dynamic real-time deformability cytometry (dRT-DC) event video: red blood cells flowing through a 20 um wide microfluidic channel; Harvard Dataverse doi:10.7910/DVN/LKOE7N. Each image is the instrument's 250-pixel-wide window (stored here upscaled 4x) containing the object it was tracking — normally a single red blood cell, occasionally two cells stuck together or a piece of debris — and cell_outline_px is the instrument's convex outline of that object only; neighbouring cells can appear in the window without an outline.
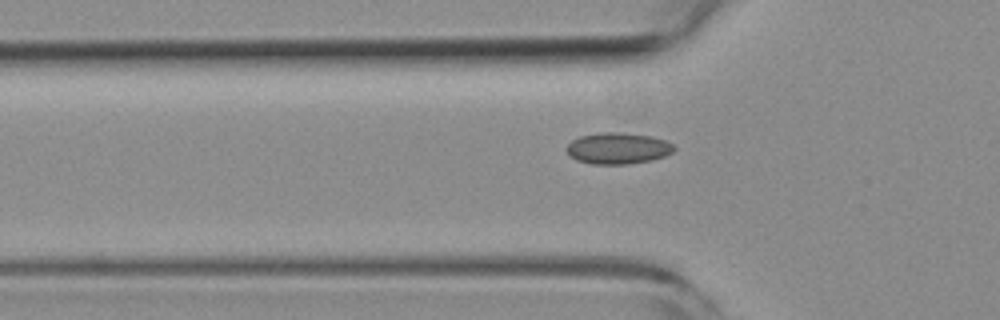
{"species": "common noctule bat (a hibernating species)", "species_latin": "Nyctalus noctula", "temperature_condition": "room temperature", "stored_images_in_passage": 38, "camera_frame_rate_fps": 3000, "um_per_image_px": 0.085, "animal": {"sex": "female", "body_mass_g": 19.3, "forearm_length_mm": 54.1}, "frame": {"image": 1, "passage_image": 10, "time_ms": 3.0, "image_size_px": [1000, 320], "cell_outline_px": [[676, 148], [672, 152], [664, 156], [652, 160], [628, 164], [592, 164], [576, 160], [568, 156], [564, 148], [572, 140], [580, 136], [600, 132], [620, 132], [652, 136], [664, 140], [672, 144]], "centroid_in_image_um": [52.48, 12.61], "position_along_channel_um": 73.3, "area_um2": 19.83}}
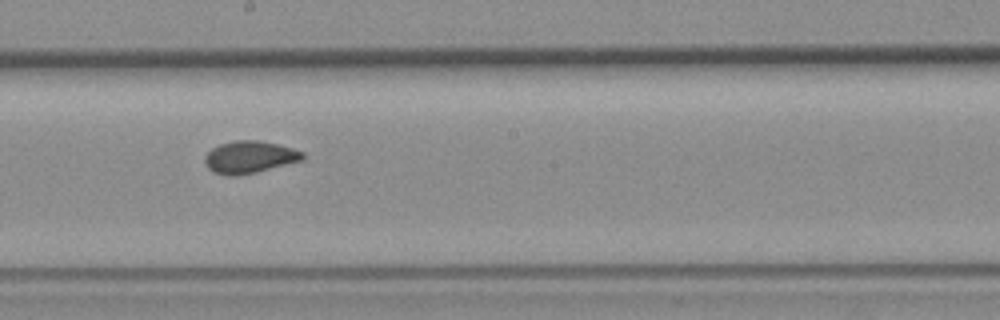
{"frame": {"image": 2, "passage_image": 22, "time_ms": 7.0, "image_size_px": [1000, 320], "cell_outline_px": [[304, 160], [256, 172], [236, 176], [228, 176], [212, 172], [204, 164], [204, 156], [212, 148], [220, 144], [236, 140], [260, 140], [292, 148], [304, 152]], "centroid_in_image_um": [21.19, 13.36], "position_along_channel_um": 227.0, "area_um2": 18.5}}
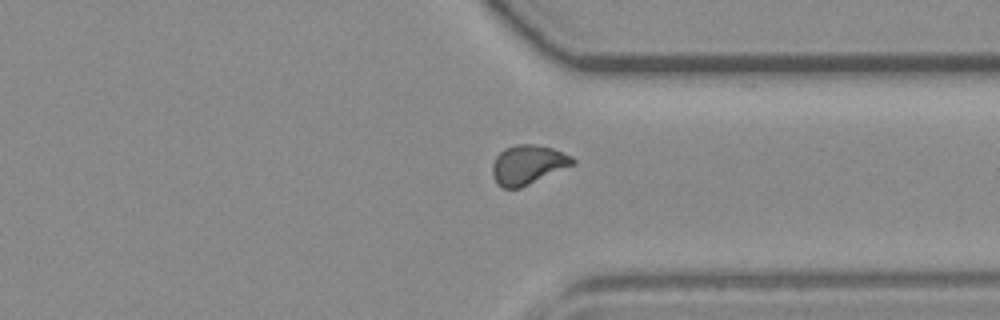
{"frame": {"image": 3, "passage_image": 33, "time_ms": 10.667, "image_size_px": [1000, 320], "cell_outline_px": [[576, 164], [520, 188], [504, 188], [496, 184], [492, 172], [492, 164], [496, 156], [504, 148], [516, 144], [536, 144], [552, 148], [572, 156], [576, 160]], "centroid_in_image_um": [44.88, 13.99], "position_along_channel_um": 366.5, "area_um2": 18.55}, "authors_computed_cell_mechanics": {"area_um2": 18.1492, "velocity_mm_per_s": 3.8276, "shape_relaxation_time_tau1_ms": null, "shape_relaxation_time_tau2_ms": 0.5443, "deformation_change_tau1": null, "deformation_change_tau2": 0.0547}}